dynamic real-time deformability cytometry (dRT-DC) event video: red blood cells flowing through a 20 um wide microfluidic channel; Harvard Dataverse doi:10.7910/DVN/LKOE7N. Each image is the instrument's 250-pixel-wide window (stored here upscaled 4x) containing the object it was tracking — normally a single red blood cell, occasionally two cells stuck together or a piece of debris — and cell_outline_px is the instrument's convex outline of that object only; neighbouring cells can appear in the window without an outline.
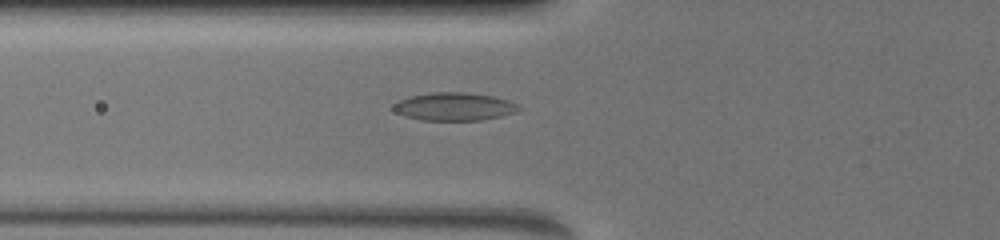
{"species": "common noctule bat (a hibernating species)", "species_latin": "Nyctalus noctula", "temperature_condition": "warm", "stored_images_in_passage": 44, "camera_frame_rate_fps": 3000, "um_per_image_px": 0.085, "animal": {"sex": "female", "body_mass_g": 19.5, "forearm_length_mm": 54.1}, "frame": {"image": 1, "passage_image": 10, "time_ms": 5.333, "image_size_px": [1000, 240], "cell_outline_px": [[520, 108], [516, 112], [500, 116], [480, 120], [420, 120], [404, 116], [396, 112], [392, 108], [400, 100], [412, 96], [432, 92], [464, 92], [492, 96], [508, 100], [516, 104]], "centroid_in_image_um": [38.6, 9.06], "position_along_channel_um": 87.2, "area_um2": 20.17}}
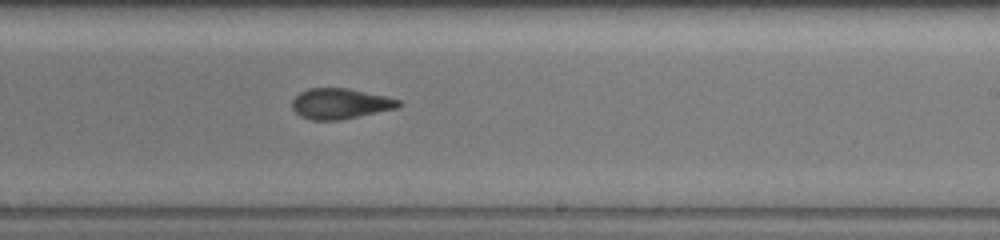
{"frame": {"image": 2, "passage_image": 25, "time_ms": 9.667, "image_size_px": [1000, 240], "cell_outline_px": [[404, 104], [396, 108], [340, 120], [312, 120], [300, 116], [292, 108], [292, 100], [300, 92], [308, 88], [348, 88], [384, 96], [400, 100]], "centroid_in_image_um": [28.9, 8.81], "position_along_channel_um": 260.1, "area_um2": 18.84}}
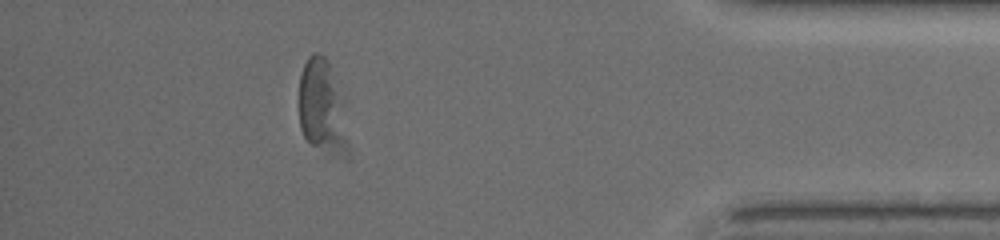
{"frame": {"image": 3, "passage_image": 40, "time_ms": 14.333, "image_size_px": [1000, 240], "cell_outline_px": [[332, 104], [324, 136], [316, 144], [312, 144], [304, 136], [300, 128], [300, 76], [304, 64], [308, 56], [312, 52], [316, 52], [324, 56], [328, 60], [332, 88]], "centroid_in_image_um": [26.79, 8.26], "position_along_channel_um": 408.4, "area_um2": 17.34}, "authors_computed_cell_mechanics": {"area_um2": 19.5653, "velocity_mm_per_s": 3.9802, "shape_relaxation_time_tau1_ms": null, "shape_relaxation_time_tau2_ms": 2.3228, "deformation_change_tau1": null, "deformation_change_tau2": 0.0992}}